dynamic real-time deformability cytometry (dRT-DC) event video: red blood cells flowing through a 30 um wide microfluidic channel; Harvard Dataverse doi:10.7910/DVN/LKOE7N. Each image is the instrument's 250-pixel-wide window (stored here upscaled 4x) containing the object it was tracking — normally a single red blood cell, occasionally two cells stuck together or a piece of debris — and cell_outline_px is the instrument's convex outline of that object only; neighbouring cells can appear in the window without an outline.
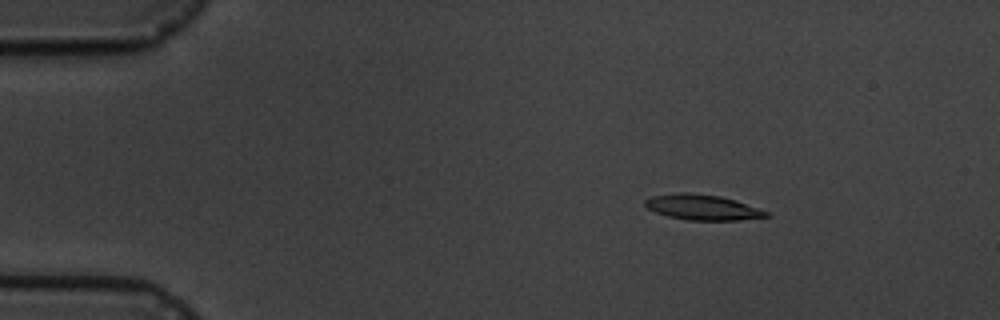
{"species": "common noctule bat (a hibernating species)", "species_latin": "Nyctalus noctula", "temperature_condition": "cold", "stored_images_in_passage": 5, "camera_frame_rate_fps": 3000, "um_per_image_px": 0.085, "animal": {"sex": "male", "body_mass_g": 19.5, "forearm_length_mm": 54.6}, "frame": {"image": 1, "passage_image": 3, "time_ms": 2.333, "image_size_px": [1000, 320], "cell_outline_px": [[772, 216], [740, 220], [688, 220], [668, 216], [656, 212], [648, 208], [644, 204], [644, 200], [652, 196], [680, 192], [688, 192], [720, 196], [736, 200], [772, 212]], "centroid_in_image_um": [59.78, 17.62], "position_along_channel_um": 25.2, "area_um2": 18.09}}